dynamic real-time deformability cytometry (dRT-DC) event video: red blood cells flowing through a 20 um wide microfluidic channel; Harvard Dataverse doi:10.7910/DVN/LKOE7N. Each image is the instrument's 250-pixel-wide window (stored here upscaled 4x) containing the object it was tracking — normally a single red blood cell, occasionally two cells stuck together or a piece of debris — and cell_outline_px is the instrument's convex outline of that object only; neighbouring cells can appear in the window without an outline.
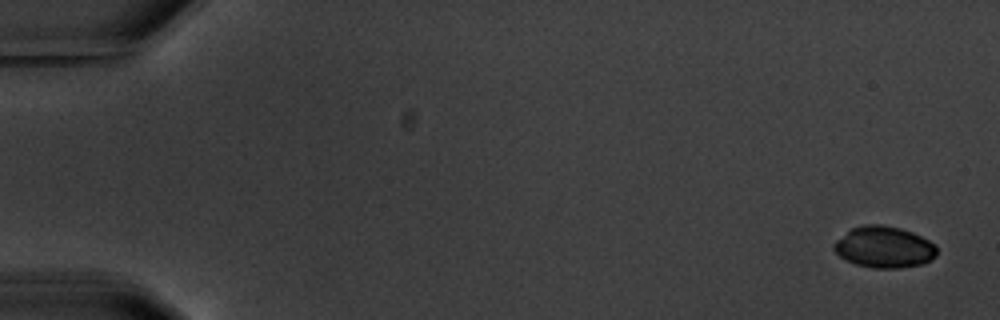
{"species": "common noctule bat (a hibernating species)", "species_latin": "Nyctalus noctula", "temperature_condition": "warm", "stored_images_in_passage": 6, "segment_of_instrument_passage": [2, 2], "camera_frame_rate_fps": 3000, "um_per_image_px": 0.085, "animal": {"sex": "male", "body_mass_g": 20.1, "forearm_length_mm": 53.5}, "frame": {"image": 1, "passage_image": 6, "time_ms": 7.0, "image_size_px": [1000, 320], "cell_outline_px": [[936, 256], [924, 264], [896, 268], [876, 268], [856, 264], [840, 256], [832, 248], [832, 244], [836, 240], [852, 228], [864, 224], [884, 224], [900, 228], [912, 232], [936, 244]], "centroid_in_image_um": [75.15, 20.99], "position_along_channel_um": 9.8, "area_um2": 24.8}}